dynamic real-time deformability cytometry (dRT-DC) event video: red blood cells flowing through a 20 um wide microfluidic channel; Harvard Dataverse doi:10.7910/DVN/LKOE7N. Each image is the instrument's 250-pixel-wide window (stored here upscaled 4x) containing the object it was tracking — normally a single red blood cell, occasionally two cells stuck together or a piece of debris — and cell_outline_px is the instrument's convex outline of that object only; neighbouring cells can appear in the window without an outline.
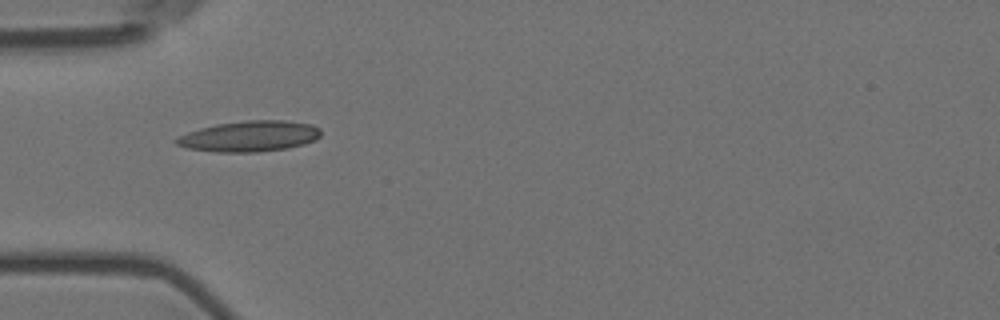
{"species": "Egyptian fruit bat (a non-hibernating species)", "species_latin": "Rousettus aegyptiacus", "temperature_condition": "room temperature", "stored_images_in_passage": 11, "camera_frame_rate_fps": 3000, "um_per_image_px": 0.085, "animal": {"sex": "female"}, "frame": {"image": 1, "passage_image": 1, "time_ms": 0.0, "image_size_px": [1000, 320], "cell_outline_px": [[320, 136], [316, 140], [304, 144], [288, 148], [256, 152], [216, 152], [188, 148], [176, 144], [172, 140], [188, 132], [200, 128], [216, 124], [248, 120], [284, 120], [312, 124], [320, 128]], "centroid_in_image_um": [21.23, 11.58], "position_along_channel_um": 63.8, "area_um2": 25.95}}
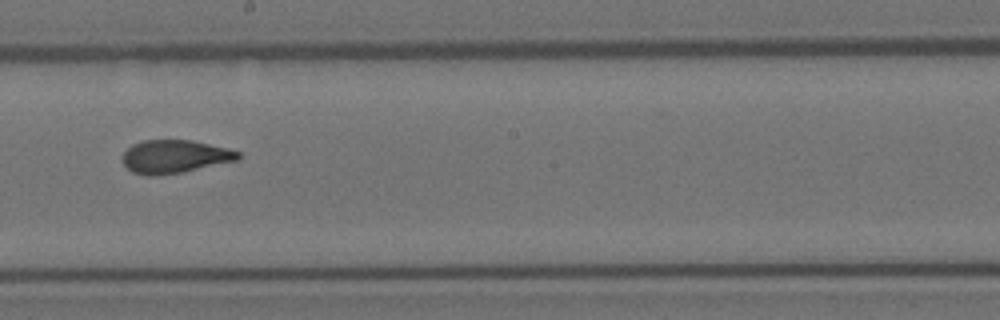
{"frame": {"image": 2, "passage_image": 5, "time_ms": 1.333, "image_size_px": [1000, 320], "cell_outline_px": [[240, 160], [180, 172], [156, 176], [148, 176], [132, 172], [120, 160], [120, 156], [132, 144], [144, 140], [192, 140], [228, 148], [240, 152]], "centroid_in_image_um": [14.83, 13.3], "position_along_channel_um": 233.4, "area_um2": 22.48}}
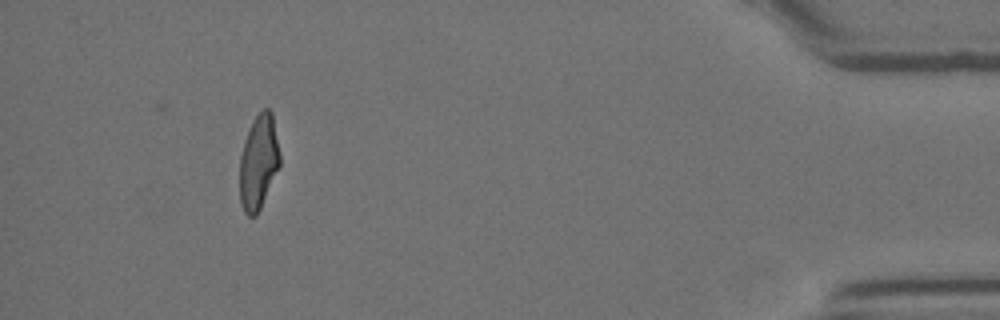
{"frame": {"image": 3, "passage_image": 10, "time_ms": 3.0, "image_size_px": [1000, 320], "cell_outline_px": [[280, 164], [260, 208], [256, 216], [248, 216], [244, 212], [240, 204], [240, 156], [244, 140], [252, 120], [264, 108], [268, 108], [272, 112], [280, 152]], "centroid_in_image_um": [21.97, 13.76], "position_along_channel_um": 413.2, "area_um2": 22.08}}